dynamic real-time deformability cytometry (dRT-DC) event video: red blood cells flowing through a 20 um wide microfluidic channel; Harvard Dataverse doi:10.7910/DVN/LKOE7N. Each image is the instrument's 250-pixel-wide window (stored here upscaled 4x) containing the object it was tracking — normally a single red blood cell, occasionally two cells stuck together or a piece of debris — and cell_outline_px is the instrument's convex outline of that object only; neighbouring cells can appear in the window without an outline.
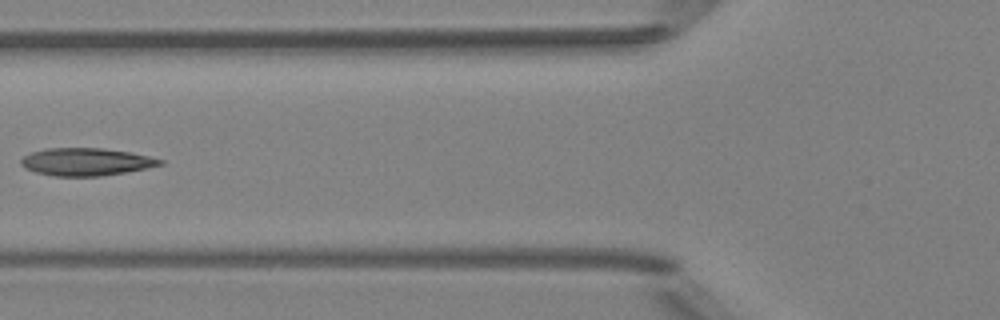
{"species": "Egyptian fruit bat (a non-hibernating species)", "species_latin": "Rousettus aegyptiacus", "temperature_condition": "room temperature", "stored_images_in_passage": 4, "camera_frame_rate_fps": 3000, "um_per_image_px": 0.085, "animal": {"sex": "female"}, "frame": {"image": 1, "passage_image": 4, "time_ms": 4.333, "image_size_px": [1000, 320], "cell_outline_px": [[164, 164], [148, 168], [100, 176], [52, 176], [36, 172], [24, 168], [20, 164], [20, 160], [24, 156], [32, 152], [48, 148], [100, 148], [128, 152], [148, 156], [164, 160]], "centroid_in_image_um": [7.3, 13.76], "position_along_channel_um": 118.5, "area_um2": 22.25}}